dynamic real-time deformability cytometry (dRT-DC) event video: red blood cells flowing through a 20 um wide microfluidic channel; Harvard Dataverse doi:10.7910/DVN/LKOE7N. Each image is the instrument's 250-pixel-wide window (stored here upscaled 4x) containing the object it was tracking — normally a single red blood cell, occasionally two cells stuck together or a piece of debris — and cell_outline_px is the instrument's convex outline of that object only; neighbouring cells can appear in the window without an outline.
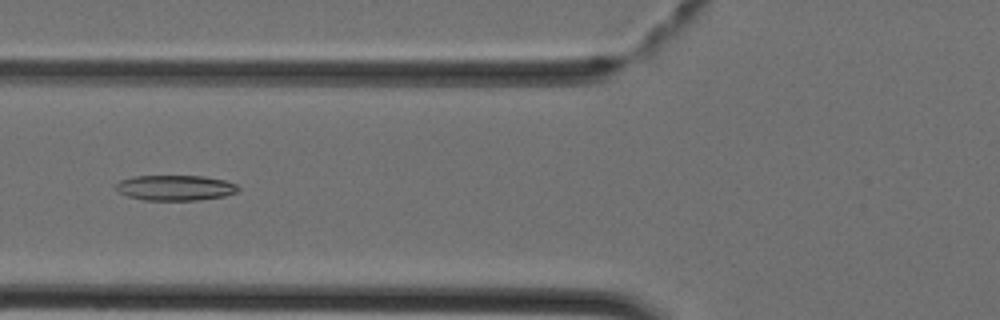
{"species": "Egyptian fruit bat (a non-hibernating species)", "species_latin": "Rousettus aegyptiacus", "temperature_condition": "cold", "stored_images_in_passage": 42, "camera_frame_rate_fps": 3000, "um_per_image_px": 0.085, "animal": {"sex": "female"}, "frame": {"image": 1, "passage_image": 15, "time_ms": 4.667, "image_size_px": [1000, 320], "cell_outline_px": [[240, 188], [236, 192], [224, 196], [196, 200], [144, 200], [128, 196], [120, 192], [116, 188], [116, 184], [120, 180], [132, 176], [204, 176], [224, 180], [236, 184]], "centroid_in_image_um": [14.9, 15.95], "position_along_channel_um": 110.9, "area_um2": 17.98}}
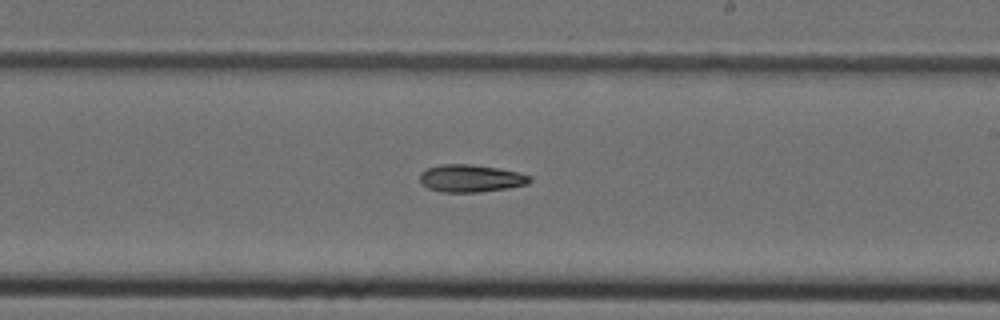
{"frame": {"image": 2, "passage_image": 24, "time_ms": 7.667, "image_size_px": [1000, 320], "cell_outline_px": [[532, 180], [528, 184], [508, 188], [476, 192], [440, 192], [428, 188], [420, 180], [420, 172], [428, 168], [440, 164], [472, 164], [500, 168], [532, 176]], "centroid_in_image_um": [40.03, 15.15], "position_along_channel_um": 249.0, "area_um2": 17.63}}
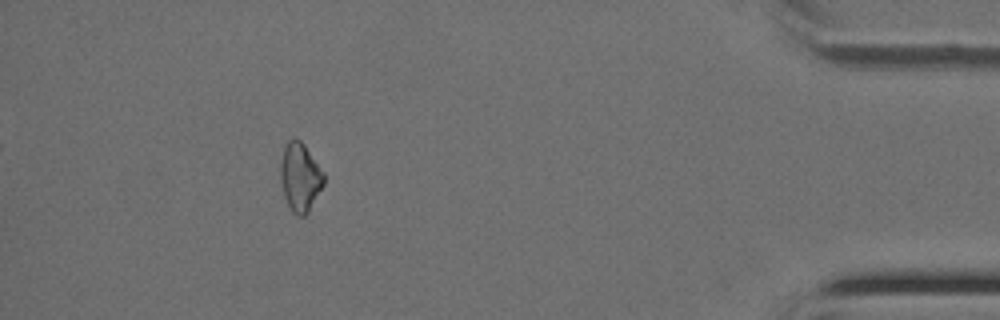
{"frame": {"image": 3, "passage_image": 38, "time_ms": 12.333, "image_size_px": [1000, 320], "cell_outline_px": [[324, 184], [308, 212], [304, 216], [296, 216], [292, 212], [284, 196], [280, 180], [280, 164], [284, 148], [288, 140], [292, 136], [296, 136], [304, 144], [324, 172]], "centroid_in_image_um": [25.5, 15.03], "position_along_channel_um": 409.7, "area_um2": 17.46}}